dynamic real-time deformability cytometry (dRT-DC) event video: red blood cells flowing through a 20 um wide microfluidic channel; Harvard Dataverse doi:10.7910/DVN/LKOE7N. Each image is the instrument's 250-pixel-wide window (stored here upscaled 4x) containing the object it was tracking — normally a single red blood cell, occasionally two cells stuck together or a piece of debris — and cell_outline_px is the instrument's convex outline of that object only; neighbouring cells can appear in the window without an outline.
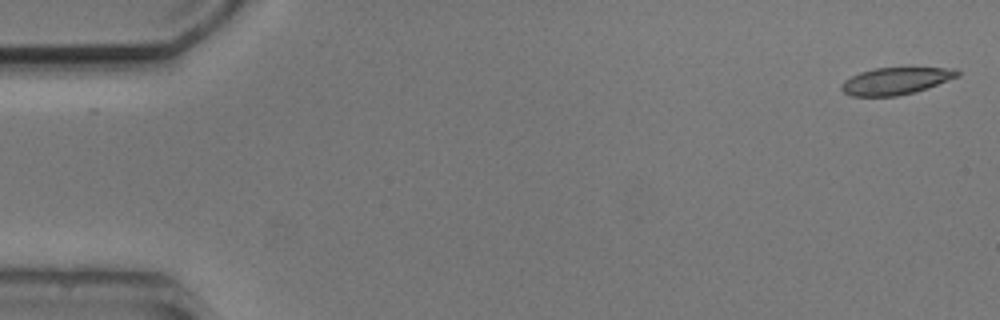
{"species": "common noctule bat (a hibernating species)", "species_latin": "Nyctalus noctula", "temperature_condition": "cold", "stored_images_in_passage": 7, "camera_frame_rate_fps": 3000, "um_per_image_px": 0.085, "animal": {"sex": "male", "body_mass_g": 20.5, "forearm_length_mm": 52.5}, "frame": {"image": 1, "passage_image": 1, "time_ms": 0.0, "image_size_px": [1000, 320], "cell_outline_px": [[960, 76], [928, 88], [896, 96], [852, 96], [844, 92], [840, 88], [840, 84], [844, 80], [860, 72], [876, 68], [956, 68], [960, 72]], "centroid_in_image_um": [76.15, 6.88], "position_along_channel_um": 8.9, "area_um2": 18.21}}
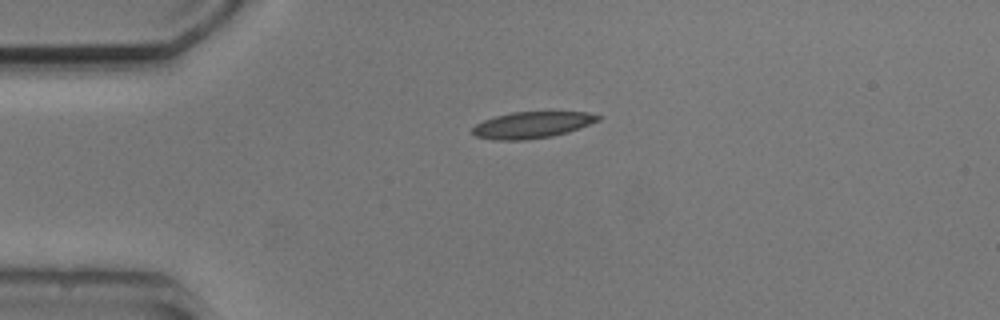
{"frame": {"image": 2, "passage_image": 4, "time_ms": 3.667, "image_size_px": [1000, 320], "cell_outline_px": [[604, 116], [600, 120], [580, 128], [568, 132], [552, 136], [524, 140], [492, 140], [476, 136], [472, 132], [472, 128], [476, 124], [484, 120], [496, 116], [512, 112], [588, 112]], "centroid_in_image_um": [45.25, 10.62], "position_along_channel_um": 39.7, "area_um2": 19.42}}
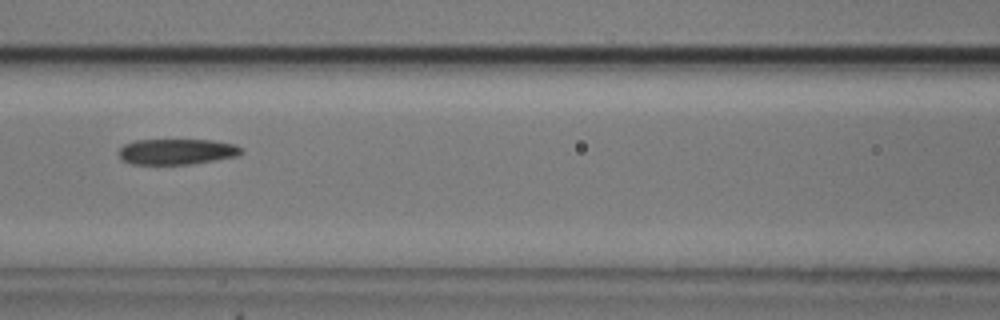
{"frame": {"image": 3, "passage_image": 7, "time_ms": 7.333, "image_size_px": [1000, 320], "cell_outline_px": [[244, 152], [240, 156], [192, 164], [132, 164], [120, 160], [120, 148], [124, 144], [136, 140], [212, 140], [232, 144], [244, 148]], "centroid_in_image_um": [15.07, 12.89], "position_along_channel_um": 151.5, "area_um2": 18.5}}